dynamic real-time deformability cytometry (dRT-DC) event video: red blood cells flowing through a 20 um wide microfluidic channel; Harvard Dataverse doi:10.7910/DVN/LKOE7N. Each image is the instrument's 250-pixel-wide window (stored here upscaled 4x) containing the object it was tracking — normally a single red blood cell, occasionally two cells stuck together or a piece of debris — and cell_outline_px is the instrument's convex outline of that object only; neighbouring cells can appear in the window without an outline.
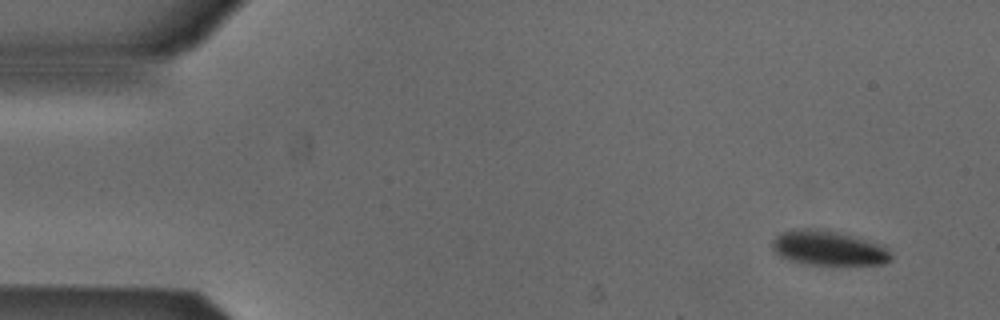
{"species": "Egyptian fruit bat (a non-hibernating species)", "species_latin": "Rousettus aegyptiacus", "temperature_condition": "cold", "stored_images_in_passage": 5, "camera_frame_rate_fps": 3000, "um_per_image_px": 0.085, "animal": {"sex": "male"}, "frame": {"image": 1, "passage_image": 1, "time_ms": 0.0, "image_size_px": [1000, 320], "cell_outline_px": [[892, 260], [884, 264], [804, 264], [788, 260], [772, 252], [772, 240], [780, 232], [792, 228], [828, 228], [884, 244], [888, 248], [892, 256]], "centroid_in_image_um": [70.41, 21.05], "position_along_channel_um": 14.6, "area_um2": 24.85}}
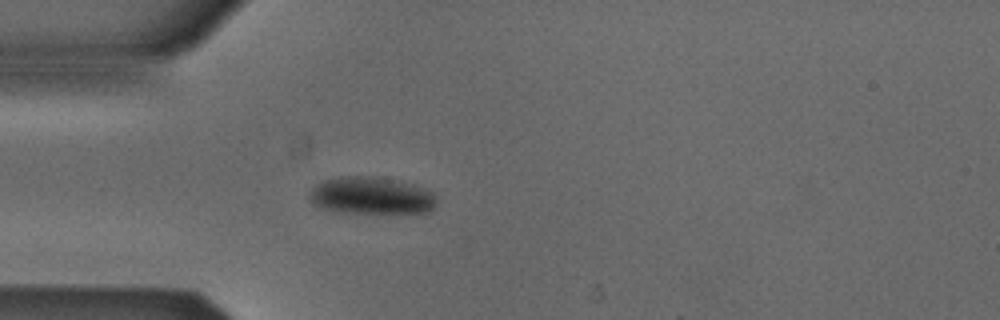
{"frame": {"image": 2, "passage_image": 4, "time_ms": 1.0, "image_size_px": [1000, 320], "cell_outline_px": [[436, 204], [428, 212], [332, 212], [320, 208], [312, 204], [308, 196], [312, 188], [320, 180], [336, 176], [380, 176], [412, 184], [432, 192], [436, 196]], "centroid_in_image_um": [31.48, 16.61], "position_along_channel_um": 53.5, "area_um2": 27.86}}